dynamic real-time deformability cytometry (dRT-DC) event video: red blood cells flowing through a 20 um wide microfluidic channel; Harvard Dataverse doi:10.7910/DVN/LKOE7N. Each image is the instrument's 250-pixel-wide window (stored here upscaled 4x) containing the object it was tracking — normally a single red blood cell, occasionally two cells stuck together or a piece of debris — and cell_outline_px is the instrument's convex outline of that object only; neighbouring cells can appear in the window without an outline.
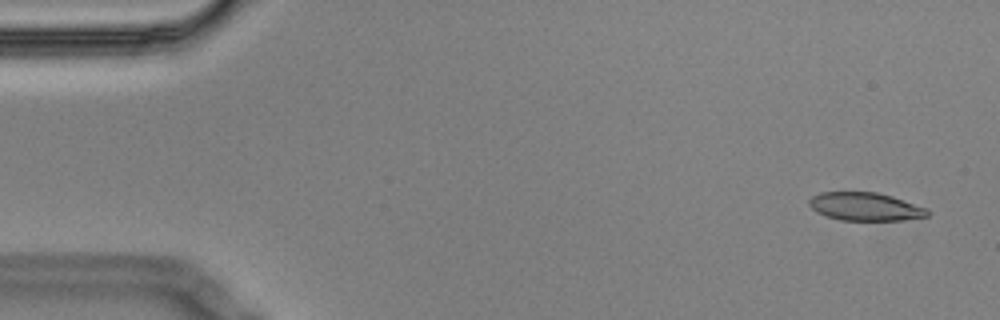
{"species": "Egyptian fruit bat (a non-hibernating species)", "species_latin": "Rousettus aegyptiacus", "temperature_condition": "cold", "stored_images_in_passage": 14, "camera_frame_rate_fps": 3000, "um_per_image_px": 0.085, "animal": {"sex": "male"}, "frame": {"image": 1, "passage_image": 1, "time_ms": 0.0, "image_size_px": [1000, 320], "cell_outline_px": [[932, 212], [928, 216], [900, 220], [840, 220], [816, 212], [808, 204], [808, 200], [812, 196], [820, 192], [876, 192], [892, 196], [928, 208]], "centroid_in_image_um": [73.56, 17.56], "position_along_channel_um": 11.4, "area_um2": 19.48}}
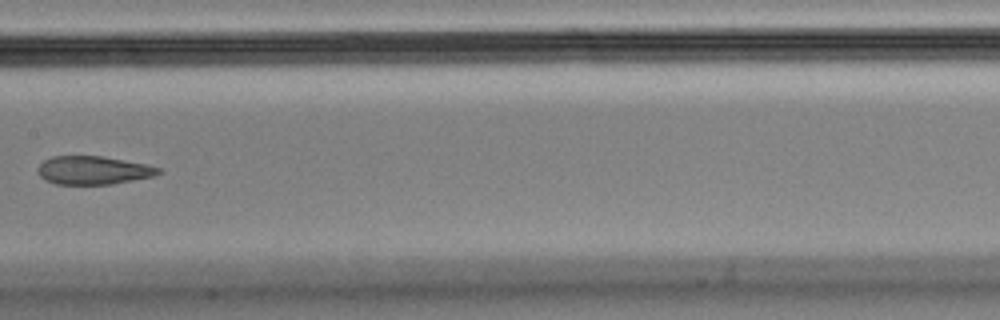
{"frame": {"image": 2, "passage_image": 7, "time_ms": 2.0, "image_size_px": [1000, 320], "cell_outline_px": [[164, 172], [152, 176], [112, 184], [56, 184], [44, 180], [36, 172], [40, 164], [44, 160], [52, 156], [104, 156], [144, 164], [160, 168]], "centroid_in_image_um": [7.89, 14.47], "position_along_channel_um": 199.5, "area_um2": 19.88}}
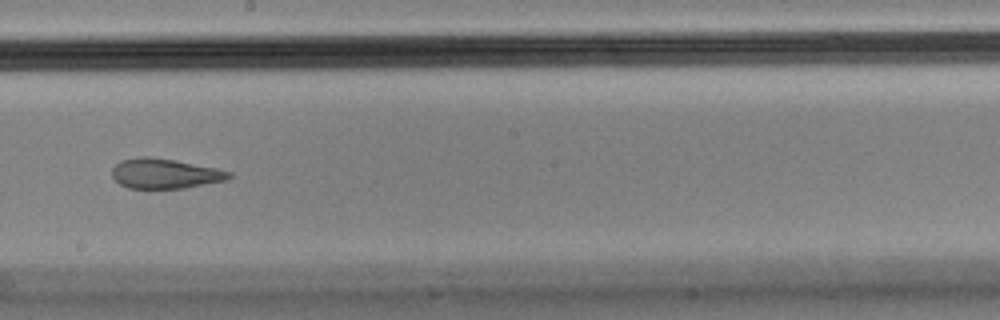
{"frame": {"image": 3, "passage_image": 8, "time_ms": 2.333, "image_size_px": [1000, 320], "cell_outline_px": [[232, 176], [228, 180], [184, 188], [128, 188], [120, 184], [112, 176], [112, 168], [120, 160], [140, 156], [148, 156], [172, 160], [216, 168], [232, 172]], "centroid_in_image_um": [14.01, 14.75], "position_along_channel_um": 234.2, "area_um2": 20.35}}